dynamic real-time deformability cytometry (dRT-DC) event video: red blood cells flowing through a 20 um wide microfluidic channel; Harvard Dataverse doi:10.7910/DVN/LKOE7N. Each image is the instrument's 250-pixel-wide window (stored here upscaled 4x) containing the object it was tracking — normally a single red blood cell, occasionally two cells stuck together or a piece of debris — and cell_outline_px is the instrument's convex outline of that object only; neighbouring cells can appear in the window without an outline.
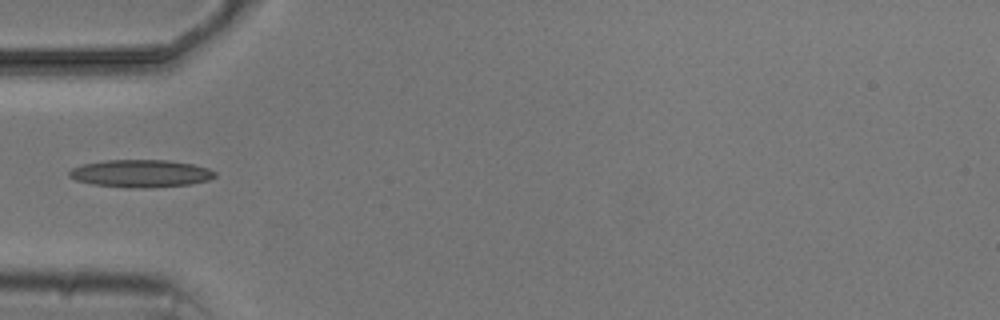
{"species": "common noctule bat (a hibernating species)", "species_latin": "Nyctalus noctula", "temperature_condition": "cold", "stored_images_in_passage": 11, "camera_frame_rate_fps": 3000, "um_per_image_px": 0.085, "animal": {"sex": "male", "body_mass_g": 20.5, "forearm_length_mm": 52.5}, "frame": {"image": 1, "passage_image": 5, "time_ms": 6.333, "image_size_px": [1000, 320], "cell_outline_px": [[216, 176], [208, 180], [192, 184], [152, 188], [128, 188], [92, 184], [76, 180], [68, 176], [68, 172], [72, 168], [84, 164], [108, 160], [168, 160], [192, 164], [208, 168], [216, 172]], "centroid_in_image_um": [11.98, 14.76], "position_along_channel_um": 73.0, "area_um2": 23.52}}
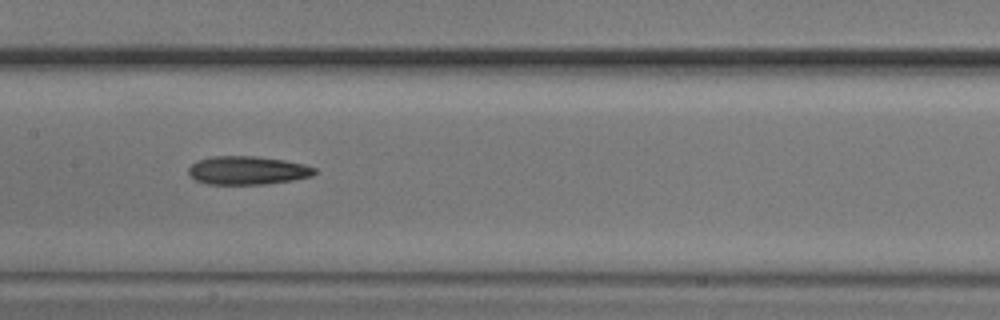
{"frame": {"image": 2, "passage_image": 8, "time_ms": 9.333, "image_size_px": [1000, 320], "cell_outline_px": [[316, 172], [312, 176], [292, 180], [264, 184], [208, 184], [196, 180], [188, 172], [188, 168], [196, 160], [212, 156], [256, 156], [284, 160], [304, 164], [316, 168]], "centroid_in_image_um": [21.03, 14.47], "position_along_channel_um": 186.4, "area_um2": 20.87}}
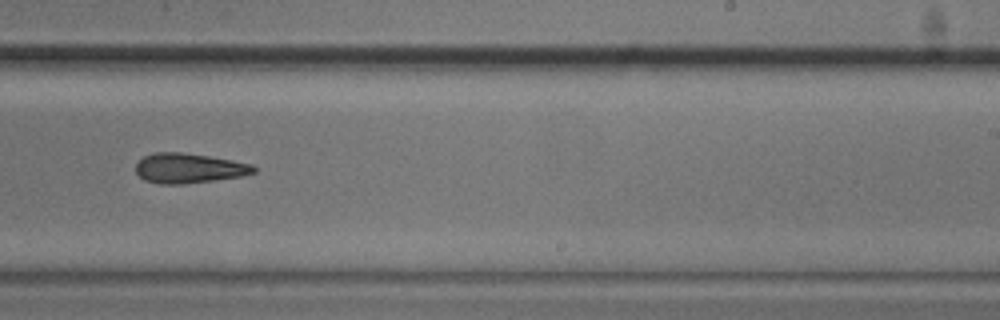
{"frame": {"image": 3, "passage_image": 10, "time_ms": 11.667, "image_size_px": [1000, 320], "cell_outline_px": [[256, 172], [240, 176], [184, 184], [160, 184], [144, 180], [136, 172], [136, 164], [144, 156], [156, 152], [180, 152], [208, 156], [232, 160], [252, 164], [256, 168]], "centroid_in_image_um": [16.04, 14.3], "position_along_channel_um": 273.0, "area_um2": 20.35}}